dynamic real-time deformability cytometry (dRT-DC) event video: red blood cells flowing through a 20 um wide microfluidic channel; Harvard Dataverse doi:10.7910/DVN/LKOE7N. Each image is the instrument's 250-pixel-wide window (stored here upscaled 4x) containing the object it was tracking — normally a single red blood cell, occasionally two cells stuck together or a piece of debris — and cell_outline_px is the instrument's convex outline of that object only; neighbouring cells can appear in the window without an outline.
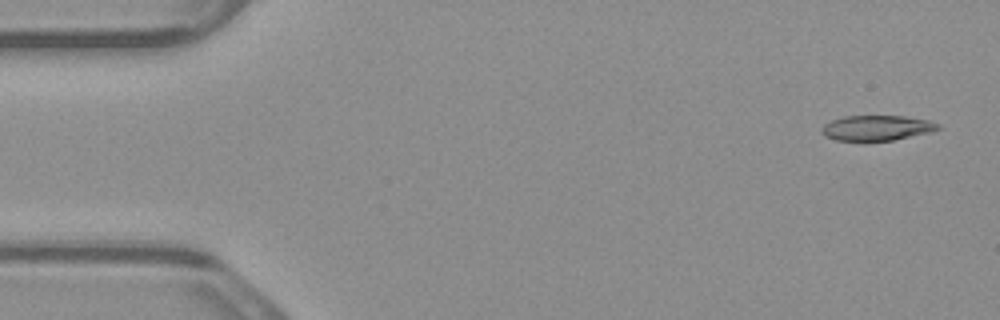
{"species": "common noctule bat (a hibernating species)", "species_latin": "Nyctalus noctula", "temperature_condition": "warm", "stored_images_in_passage": 4, "camera_frame_rate_fps": 3000, "um_per_image_px": 0.085, "animal": {"sex": "male", "body_mass_g": 23.1, "forearm_length_mm": 52.7}, "frame": {"image": 1, "passage_image": 1, "time_ms": 0.0, "image_size_px": [1000, 320], "cell_outline_px": [[940, 128], [928, 132], [892, 140], [864, 144], [836, 140], [824, 136], [820, 132], [820, 128], [824, 124], [832, 120], [844, 116], [904, 116], [928, 120], [940, 124]], "centroid_in_image_um": [74.42, 10.91], "position_along_channel_um": 10.6, "area_um2": 17.69}}
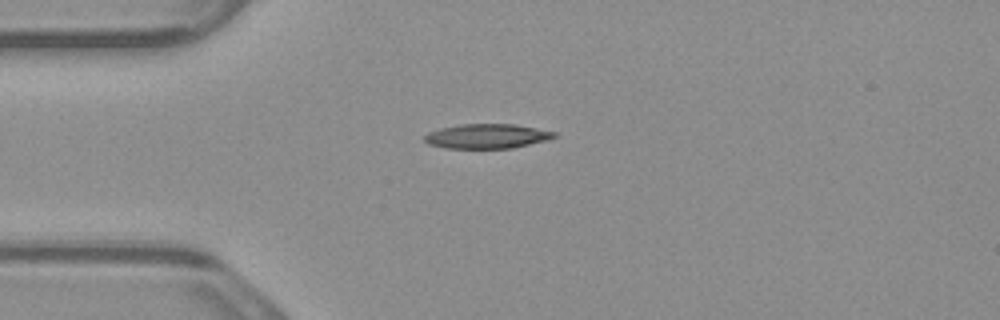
{"frame": {"image": 2, "passage_image": 4, "time_ms": 1.0, "image_size_px": [1000, 320], "cell_outline_px": [[560, 136], [548, 140], [512, 148], [444, 148], [428, 144], [424, 140], [424, 136], [428, 132], [440, 128], [460, 124], [516, 124], [556, 132]], "centroid_in_image_um": [41.41, 11.57], "position_along_channel_um": 43.6, "area_um2": 18.73}}